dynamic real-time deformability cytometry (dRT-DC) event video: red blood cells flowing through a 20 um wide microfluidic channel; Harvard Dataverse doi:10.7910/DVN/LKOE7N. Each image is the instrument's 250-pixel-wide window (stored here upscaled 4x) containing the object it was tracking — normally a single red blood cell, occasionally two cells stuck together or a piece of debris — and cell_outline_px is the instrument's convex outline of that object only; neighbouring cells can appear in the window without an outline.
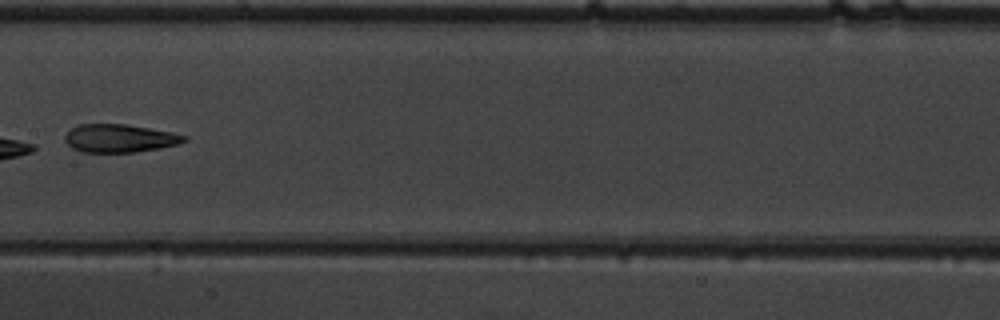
{"species": "common noctule bat (a hibernating species)", "species_latin": "Nyctalus noctula", "temperature_condition": "warm", "stored_images_in_passage": 8, "camera_frame_rate_fps": 3000, "um_per_image_px": 0.085, "animal": {"sex": "male", "body_mass_g": 19.5, "forearm_length_mm": 54.6}, "frame": {"image": 1, "passage_image": 7, "time_ms": 2.0, "image_size_px": [1000, 320], "cell_outline_px": [[188, 140], [176, 144], [160, 148], [136, 152], [80, 152], [72, 148], [64, 140], [64, 136], [72, 128], [80, 124], [124, 124], [172, 132], [188, 136]], "centroid_in_image_um": [10.16, 11.76], "position_along_channel_um": 197.2, "area_um2": 19.48}}
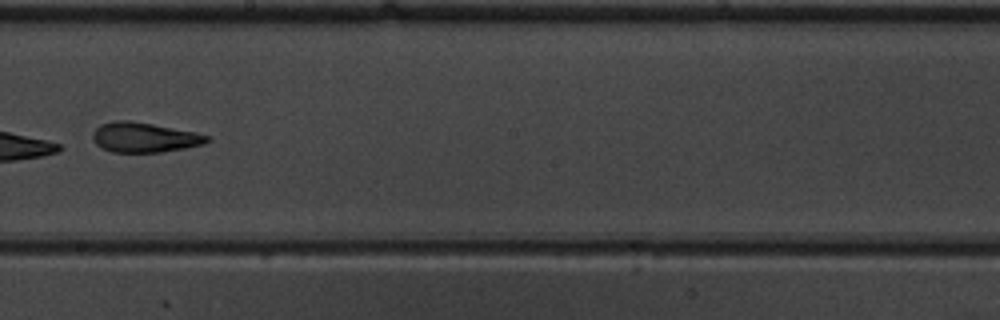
{"frame": {"image": 2, "passage_image": 8, "time_ms": 2.333, "image_size_px": [1000, 320], "cell_outline_px": [[212, 140], [204, 144], [184, 148], [160, 152], [112, 152], [96, 144], [92, 140], [92, 132], [100, 124], [116, 120], [128, 120], [152, 124], [196, 132], [208, 136]], "centroid_in_image_um": [12.26, 11.67], "position_along_channel_um": 235.9, "area_um2": 19.88}}